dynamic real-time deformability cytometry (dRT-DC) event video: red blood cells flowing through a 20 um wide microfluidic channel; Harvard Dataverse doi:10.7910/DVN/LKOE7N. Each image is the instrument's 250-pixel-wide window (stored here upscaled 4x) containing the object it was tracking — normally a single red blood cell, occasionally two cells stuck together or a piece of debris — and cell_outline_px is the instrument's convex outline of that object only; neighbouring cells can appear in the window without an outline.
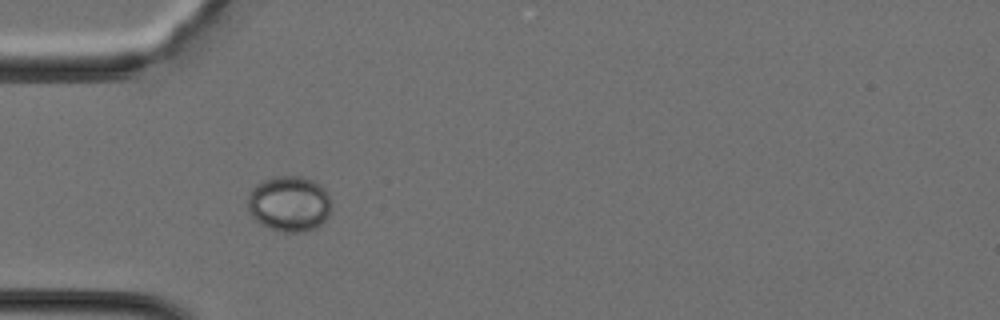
{"species": "Egyptian fruit bat (a non-hibernating species)", "species_latin": "Rousettus aegyptiacus", "temperature_condition": "cold", "stored_images_in_passage": 8, "camera_frame_rate_fps": 3000, "um_per_image_px": 0.085, "animal": {"sex": "female"}, "frame": {"image": 1, "passage_image": 6, "time_ms": 1.667, "image_size_px": [1000, 320], "cell_outline_px": [[332, 204], [328, 216], [316, 228], [300, 232], [284, 232], [260, 224], [252, 216], [248, 208], [248, 196], [252, 188], [256, 184], [264, 180], [276, 176], [300, 176], [312, 180], [320, 184], [324, 188]], "centroid_in_image_um": [24.59, 17.31], "position_along_channel_um": 60.4, "area_um2": 27.05}}